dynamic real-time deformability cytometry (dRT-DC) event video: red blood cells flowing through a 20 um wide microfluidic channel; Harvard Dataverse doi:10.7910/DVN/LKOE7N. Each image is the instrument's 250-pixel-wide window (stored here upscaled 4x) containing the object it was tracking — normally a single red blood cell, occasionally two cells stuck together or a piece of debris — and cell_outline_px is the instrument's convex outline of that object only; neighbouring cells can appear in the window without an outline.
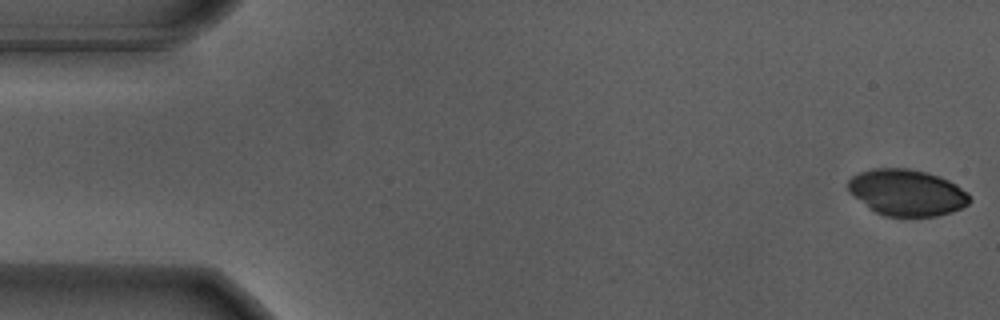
{"species": "Egyptian fruit bat (a non-hibernating species)", "species_latin": "Rousettus aegyptiacus", "temperature_condition": "warm", "stored_images_in_passage": 55, "camera_frame_rate_fps": 3000, "um_per_image_px": 0.085, "animal": {"sex": "male"}, "frame": {"image": 1, "passage_image": 1, "time_ms": 0.0, "image_size_px": [1000, 320], "cell_outline_px": [[972, 200], [968, 204], [952, 212], [936, 216], [884, 216], [868, 208], [848, 192], [848, 180], [852, 176], [860, 172], [872, 168], [908, 168], [928, 172], [948, 180], [956, 184], [968, 192]], "centroid_in_image_um": [77.08, 16.36], "position_along_channel_um": 7.9, "area_um2": 33.06}}